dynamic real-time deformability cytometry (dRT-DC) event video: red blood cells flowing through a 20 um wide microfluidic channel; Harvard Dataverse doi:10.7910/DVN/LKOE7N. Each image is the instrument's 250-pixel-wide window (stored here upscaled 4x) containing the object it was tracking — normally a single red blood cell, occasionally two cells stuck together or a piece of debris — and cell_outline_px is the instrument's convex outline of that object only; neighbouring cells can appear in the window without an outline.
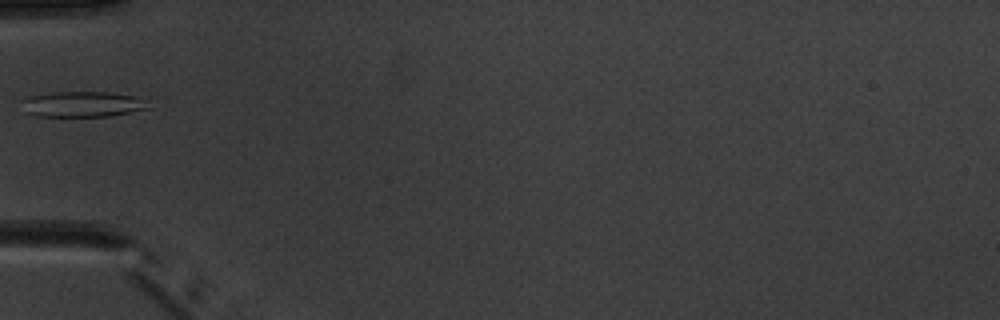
{"species": "common noctule bat (a hibernating species)", "species_latin": "Nyctalus noctula", "temperature_condition": "warm", "stored_images_in_passage": 3, "camera_frame_rate_fps": 3000, "um_per_image_px": 0.085, "animal": {"sex": "male", "body_mass_g": 20.1, "forearm_length_mm": 53.5}, "frame": {"image": 1, "passage_image": 2, "time_ms": 1.333, "image_size_px": [1000, 320], "cell_outline_px": [[152, 108], [108, 116], [36, 116], [24, 112], [20, 100], [28, 96], [52, 92], [108, 92], [136, 96], [144, 100]], "centroid_in_image_um": [6.97, 8.85], "position_along_channel_um": 78.0, "area_um2": 19.02}}
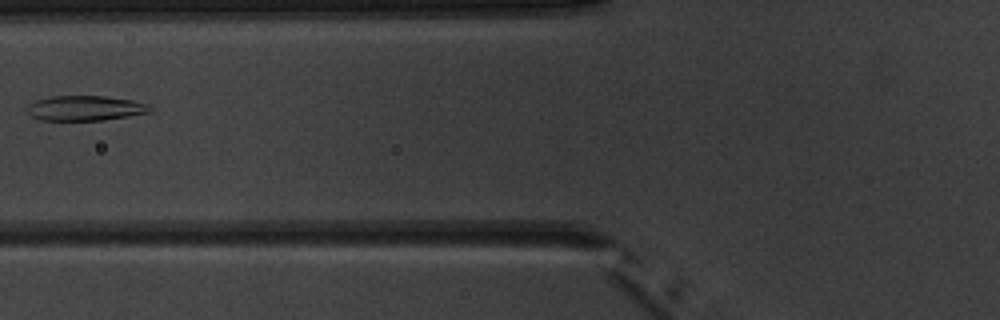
{"frame": {"image": 2, "passage_image": 3, "time_ms": 2.333, "image_size_px": [1000, 320], "cell_outline_px": [[152, 112], [128, 116], [100, 120], [44, 120], [32, 116], [28, 112], [28, 104], [36, 100], [52, 96], [108, 96], [132, 100], [148, 104], [152, 108]], "centroid_in_image_um": [7.28, 9.18], "position_along_channel_um": 118.5, "area_um2": 17.8}}